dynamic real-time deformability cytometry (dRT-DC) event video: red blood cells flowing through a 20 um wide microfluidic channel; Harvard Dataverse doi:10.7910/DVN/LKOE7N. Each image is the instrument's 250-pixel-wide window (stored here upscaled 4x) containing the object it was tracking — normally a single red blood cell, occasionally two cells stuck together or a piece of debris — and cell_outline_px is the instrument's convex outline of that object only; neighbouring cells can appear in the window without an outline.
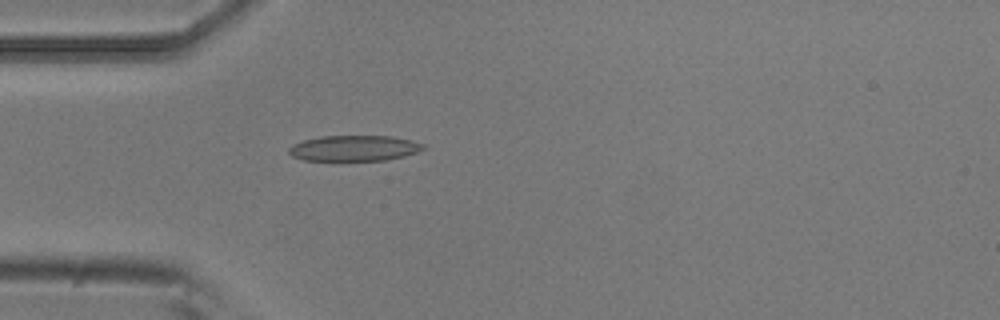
{"species": "common noctule bat (a hibernating species)", "species_latin": "Nyctalus noctula", "temperature_condition": "room temperature", "stored_images_in_passage": 4, "camera_frame_rate_fps": 3000, "um_per_image_px": 0.085, "animal": {"sex": "male", "body_mass_g": 20.5, "forearm_length_mm": 52.5}, "frame": {"image": 1, "passage_image": 4, "time_ms": 1.0, "image_size_px": [1000, 320], "cell_outline_px": [[424, 148], [416, 152], [404, 156], [384, 160], [304, 160], [292, 156], [288, 152], [288, 148], [292, 144], [304, 140], [320, 136], [392, 136], [412, 140], [424, 144]], "centroid_in_image_um": [30.08, 12.59], "position_along_channel_um": 54.9, "area_um2": 20.0}}